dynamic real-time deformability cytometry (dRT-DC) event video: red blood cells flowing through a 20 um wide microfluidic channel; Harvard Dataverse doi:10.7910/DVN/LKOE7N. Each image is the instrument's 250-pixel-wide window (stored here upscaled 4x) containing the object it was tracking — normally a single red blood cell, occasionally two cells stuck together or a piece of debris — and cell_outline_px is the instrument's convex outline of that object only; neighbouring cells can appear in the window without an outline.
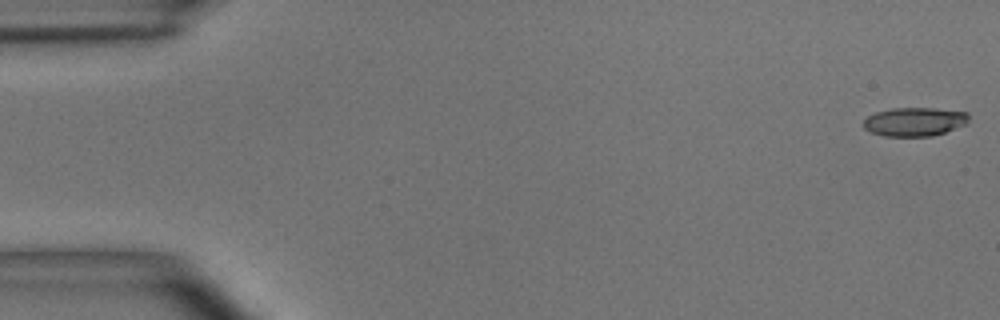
{"species": "common noctule bat (a hibernating species)", "species_latin": "Nyctalus noctula", "temperature_condition": "room temperature", "stored_images_in_passage": 55, "camera_frame_rate_fps": 3000, "um_per_image_px": 0.085, "animal": {"sex": "male", "body_mass_g": 15.6}, "frame": {"image": 1, "passage_image": 1, "time_ms": 0.0, "image_size_px": [1000, 320], "cell_outline_px": [[968, 120], [964, 124], [944, 132], [932, 136], [884, 136], [872, 132], [864, 128], [864, 120], [868, 116], [876, 112], [892, 108], [932, 108], [968, 112]], "centroid_in_image_um": [77.72, 10.34], "position_along_channel_um": 7.3, "area_um2": 17.4}}
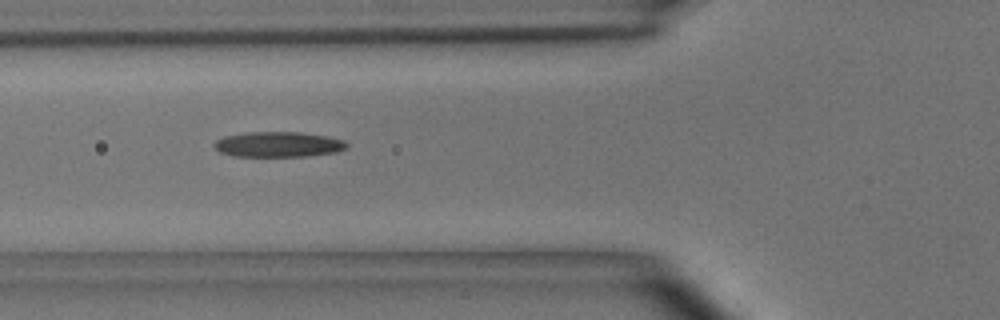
{"frame": {"image": 2, "passage_image": 20, "time_ms": 6.333, "image_size_px": [1000, 320], "cell_outline_px": [[348, 144], [344, 148], [336, 152], [304, 156], [232, 156], [220, 152], [212, 144], [216, 140], [224, 136], [248, 132], [300, 132], [328, 136], [344, 140]], "centroid_in_image_um": [23.63, 12.27], "position_along_channel_um": 102.2, "area_um2": 19.48}}
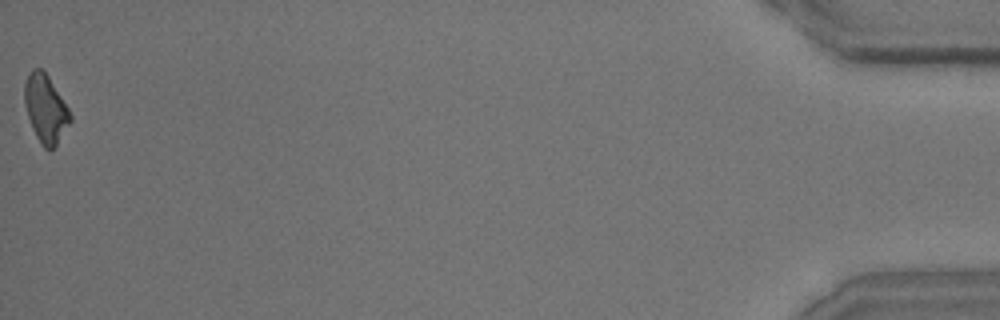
{"frame": {"image": 3, "passage_image": 55, "time_ms": 18.0, "image_size_px": [1000, 320], "cell_outline_px": [[72, 120], [56, 144], [52, 148], [44, 148], [36, 136], [32, 128], [24, 104], [24, 84], [32, 68], [40, 68], [48, 76], [68, 108], [72, 116]], "centroid_in_image_um": [3.86, 9.23], "position_along_channel_um": 431.3, "area_um2": 17.74}, "authors_computed_cell_mechanics": {"area_um2": 18.8428, "velocity_mm_per_s": 3.6413, "shape_relaxation_time_tau1_ms": 6.9976, "shape_relaxation_time_tau2_ms": null, "deformation_change_tau1": 0.1943, "deformation_change_tau2": null}}